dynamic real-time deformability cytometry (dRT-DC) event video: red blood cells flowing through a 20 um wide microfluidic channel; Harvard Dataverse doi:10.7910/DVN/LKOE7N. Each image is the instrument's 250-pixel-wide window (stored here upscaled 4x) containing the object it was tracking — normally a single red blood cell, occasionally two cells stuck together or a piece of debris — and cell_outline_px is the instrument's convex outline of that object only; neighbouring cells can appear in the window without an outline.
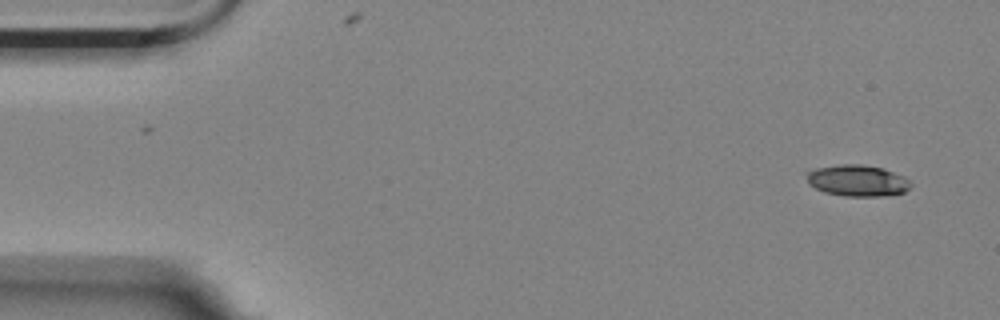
{"species": "Egyptian fruit bat (a non-hibernating species)", "species_latin": "Rousettus aegyptiacus", "temperature_condition": "room temperature", "stored_images_in_passage": 4, "camera_frame_rate_fps": 3000, "um_per_image_px": 0.085, "animal": {"sex": "female"}, "frame": {"image": 1, "passage_image": 1, "time_ms": 0.0, "image_size_px": [1000, 320], "cell_outline_px": [[912, 184], [904, 192], [884, 196], [844, 196], [824, 192], [808, 184], [804, 172], [816, 168], [840, 164], [860, 164], [884, 168], [904, 176]], "centroid_in_image_um": [72.85, 15.34], "position_along_channel_um": 12.2, "area_um2": 19.19}}
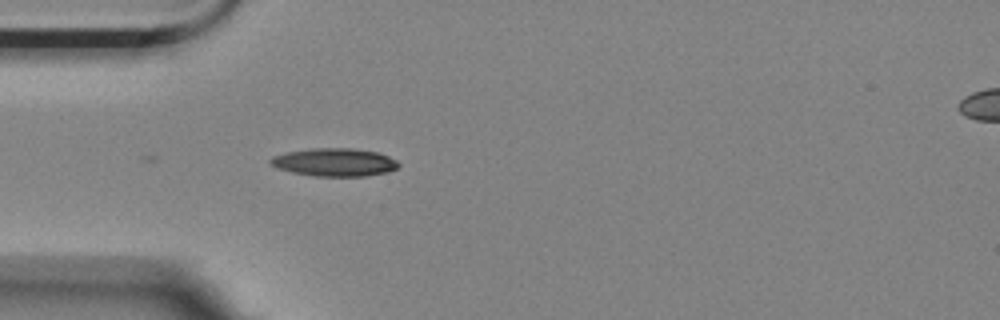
{"frame": {"image": 2, "passage_image": 4, "time_ms": 1.0, "image_size_px": [1000, 320], "cell_outline_px": [[400, 164], [396, 168], [388, 172], [364, 176], [316, 176], [292, 172], [276, 168], [268, 164], [268, 160], [272, 156], [288, 152], [312, 148], [352, 148], [376, 152], [388, 156], [396, 160]], "centroid_in_image_um": [28.4, 13.79], "position_along_channel_um": 56.6, "area_um2": 20.92}}